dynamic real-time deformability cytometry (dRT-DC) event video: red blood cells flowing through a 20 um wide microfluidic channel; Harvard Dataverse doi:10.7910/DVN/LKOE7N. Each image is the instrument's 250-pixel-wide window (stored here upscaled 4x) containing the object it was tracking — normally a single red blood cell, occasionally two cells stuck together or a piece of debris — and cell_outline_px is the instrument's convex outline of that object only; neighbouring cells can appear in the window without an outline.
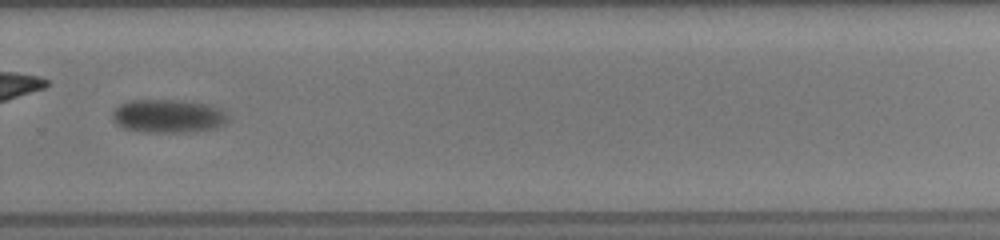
{"species": "common noctule bat (a hibernating species)", "species_latin": "Nyctalus noctula", "temperature_condition": "room temperature", "stored_images_in_passage": 37, "camera_frame_rate_fps": 3000, "um_per_image_px": 0.085, "animal": {"sex": "female", "body_mass_g": 19.5, "forearm_length_mm": 54.1}, "frame": {"image": 1, "passage_image": 22, "time_ms": 7.0, "image_size_px": [1000, 240], "cell_outline_px": [[228, 120], [224, 124], [216, 128], [196, 132], [144, 132], [124, 128], [116, 124], [112, 120], [112, 112], [120, 104], [132, 100], [176, 100], [212, 104], [224, 108], [228, 112]], "centroid_in_image_um": [14.36, 9.87], "position_along_channel_um": 315.4, "area_um2": 23.0}}
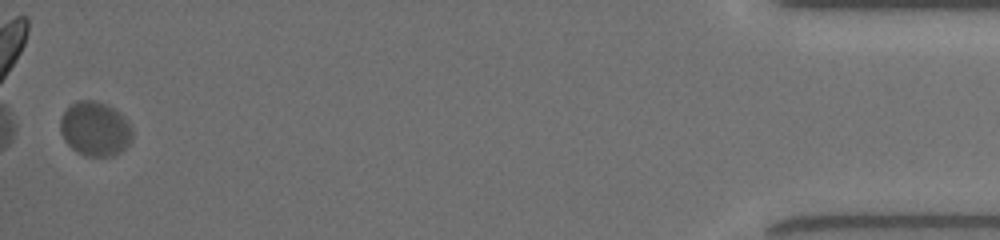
{"frame": {"image": 2, "passage_image": 37, "time_ms": 12.0, "image_size_px": [1000, 240], "cell_outline_px": [[132, 140], [120, 152], [112, 156], [88, 156], [76, 152], [64, 140], [60, 132], [60, 120], [64, 112], [76, 100], [92, 100], [104, 104], [120, 112], [132, 124]], "centroid_in_image_um": [8.09, 10.96], "position_along_channel_um": 427.1, "area_um2": 22.89}, "authors_computed_cell_mechanics": {"area_um2": 22.6576, "velocity_mm_per_s": 3.8517, "shape_relaxation_time_tau1_ms": 2.5919, "shape_relaxation_time_tau2_ms": null, "deformation_change_tau1": 0.1864, "deformation_change_tau2": null}}